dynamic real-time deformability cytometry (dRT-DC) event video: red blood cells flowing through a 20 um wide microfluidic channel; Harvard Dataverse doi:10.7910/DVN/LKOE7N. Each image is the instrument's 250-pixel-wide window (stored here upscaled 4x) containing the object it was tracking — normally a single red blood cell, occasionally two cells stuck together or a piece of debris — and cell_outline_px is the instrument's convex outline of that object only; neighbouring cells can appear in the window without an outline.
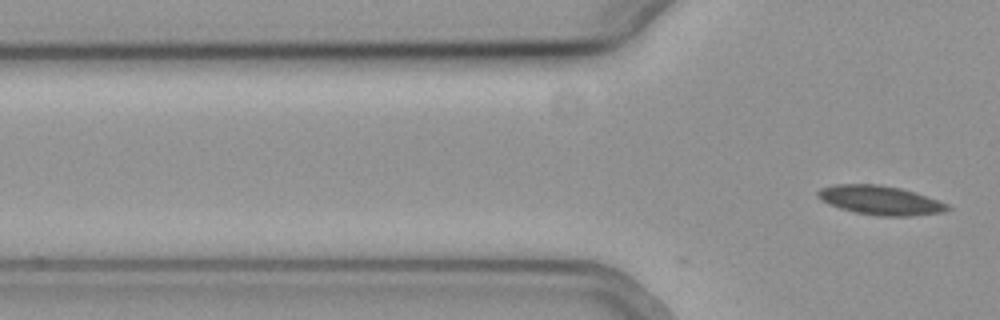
{"species": "common noctule bat (a hibernating species)", "species_latin": "Nyctalus noctula", "temperature_condition": "cold", "stored_images_in_passage": 4, "camera_frame_rate_fps": 3000, "um_per_image_px": 0.085, "animal": {"sex": "female", "body_mass_g": 19.3, "forearm_length_mm": 54.1}, "frame": {"image": 1, "passage_image": 4, "time_ms": 1.0, "image_size_px": [1000, 320], "cell_outline_px": [[952, 208], [944, 212], [912, 216], [876, 216], [856, 212], [840, 208], [828, 204], [820, 200], [816, 196], [816, 192], [820, 188], [836, 184], [876, 184], [900, 188], [948, 204]], "centroid_in_image_um": [74.77, 17.03], "position_along_channel_um": 51.0, "area_um2": 21.91}}